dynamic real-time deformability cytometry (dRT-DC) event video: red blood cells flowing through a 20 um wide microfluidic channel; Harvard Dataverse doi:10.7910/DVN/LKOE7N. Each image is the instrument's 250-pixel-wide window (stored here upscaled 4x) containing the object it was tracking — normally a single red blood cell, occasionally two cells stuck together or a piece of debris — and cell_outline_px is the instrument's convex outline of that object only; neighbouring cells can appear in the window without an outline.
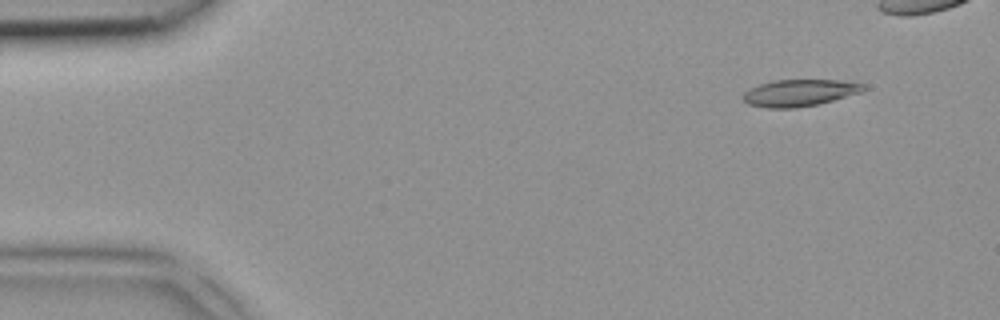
{"species": "common noctule bat (a hibernating species)", "species_latin": "Nyctalus noctula", "temperature_condition": "room temperature", "stored_images_in_passage": 5, "camera_frame_rate_fps": 3000, "um_per_image_px": 0.085, "animal": {"sex": "female", "body_mass_g": 18.4}, "frame": {"image": 1, "passage_image": 1, "time_ms": 0.0, "image_size_px": [1000, 320], "cell_outline_px": [[864, 88], [860, 92], [832, 100], [816, 104], [796, 108], [768, 108], [748, 104], [740, 96], [744, 92], [760, 84], [772, 80], [840, 80], [864, 84]], "centroid_in_image_um": [67.9, 7.89], "position_along_channel_um": 17.1, "area_um2": 18.55}}